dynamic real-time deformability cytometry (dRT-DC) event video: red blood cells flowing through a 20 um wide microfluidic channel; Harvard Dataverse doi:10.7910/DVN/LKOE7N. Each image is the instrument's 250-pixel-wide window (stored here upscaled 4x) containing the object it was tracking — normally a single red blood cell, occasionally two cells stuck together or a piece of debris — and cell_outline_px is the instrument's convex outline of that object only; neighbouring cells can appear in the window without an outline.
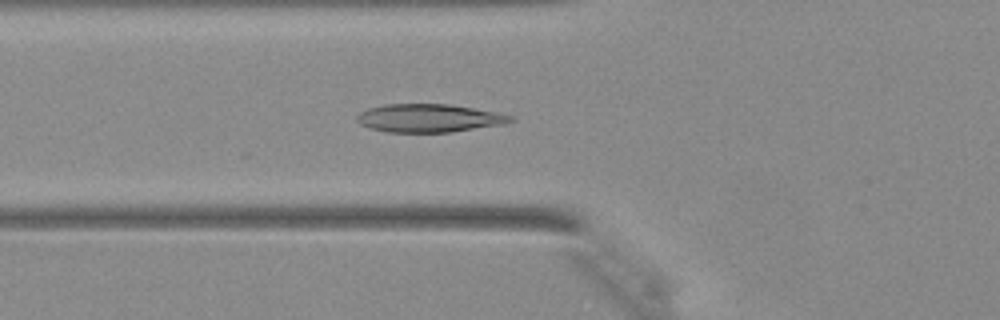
{"species": "Egyptian fruit bat (a non-hibernating species)", "species_latin": "Rousettus aegyptiacus", "temperature_condition": "warm", "stored_images_in_passage": 36, "camera_frame_rate_fps": 3000, "um_per_image_px": 0.085, "animal": {"sex": "female"}, "frame": {"image": 1, "passage_image": 9, "time_ms": 2.667, "image_size_px": [1000, 320], "cell_outline_px": [[516, 120], [504, 124], [452, 132], [388, 132], [368, 128], [360, 124], [356, 120], [356, 116], [360, 112], [368, 108], [384, 104], [448, 104], [500, 112], [512, 116]], "centroid_in_image_um": [36.47, 10.04], "position_along_channel_um": 89.3, "area_um2": 25.43}}
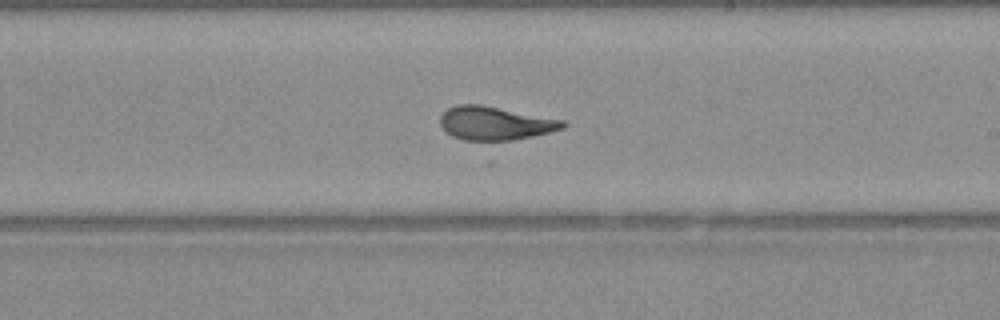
{"frame": {"image": 2, "passage_image": 19, "time_ms": 6.0, "image_size_px": [1000, 320], "cell_outline_px": [[568, 124], [564, 128], [532, 136], [492, 144], [464, 140], [452, 136], [440, 124], [440, 116], [448, 108], [456, 104], [480, 104], [564, 120]], "centroid_in_image_um": [42.07, 10.51], "position_along_channel_um": 246.9, "area_um2": 24.45}}
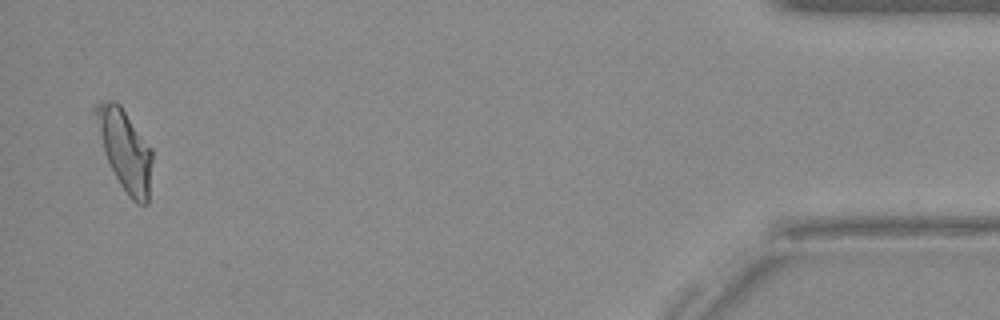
{"frame": {"image": 3, "passage_image": 35, "time_ms": 11.333, "image_size_px": [1000, 320], "cell_outline_px": [[152, 160], [148, 204], [136, 204], [132, 200], [120, 184], [104, 152], [92, 108], [96, 104], [104, 100], [112, 100], [120, 104], [152, 148]], "centroid_in_image_um": [10.63, 12.72], "position_along_channel_um": 424.6, "area_um2": 26.36}}